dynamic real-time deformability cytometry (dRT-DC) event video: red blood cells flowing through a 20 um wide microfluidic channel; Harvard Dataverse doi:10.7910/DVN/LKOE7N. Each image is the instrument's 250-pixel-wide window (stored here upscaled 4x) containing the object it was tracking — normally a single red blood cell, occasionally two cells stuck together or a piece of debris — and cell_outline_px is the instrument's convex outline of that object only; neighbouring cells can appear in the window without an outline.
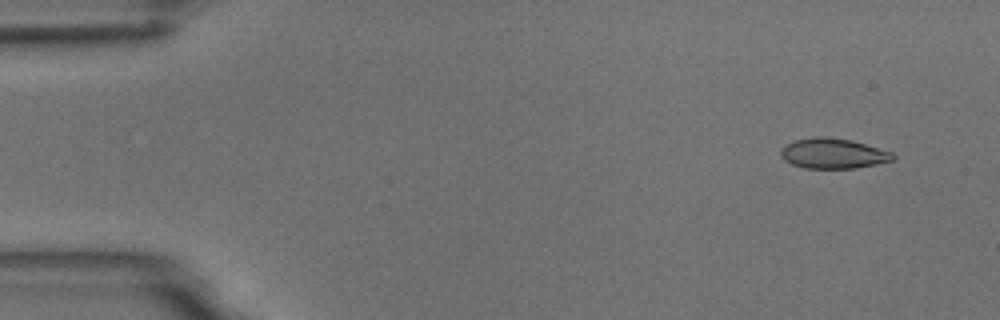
{"species": "common noctule bat (a hibernating species)", "species_latin": "Nyctalus noctula", "temperature_condition": "room temperature", "stored_images_in_passage": 6, "camera_frame_rate_fps": 3000, "um_per_image_px": 0.085, "animal": {"sex": "male", "body_mass_g": 18.8}, "frame": {"image": 1, "passage_image": 1, "time_ms": 0.0, "image_size_px": [1000, 320], "cell_outline_px": [[896, 156], [892, 160], [876, 164], [856, 168], [804, 168], [792, 164], [784, 160], [780, 156], [780, 152], [788, 144], [796, 140], [816, 136], [824, 136], [852, 140], [892, 152]], "centroid_in_image_um": [70.82, 13.04], "position_along_channel_um": 14.2, "area_um2": 19.59}}
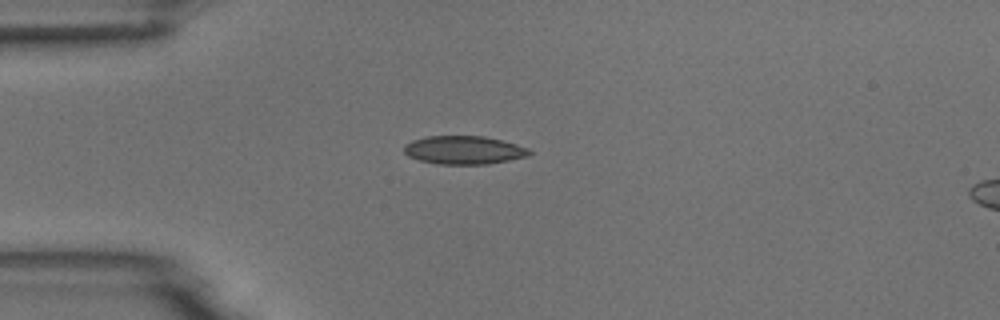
{"frame": {"image": 2, "passage_image": 4, "time_ms": 3.333, "image_size_px": [1000, 320], "cell_outline_px": [[532, 152], [528, 156], [488, 164], [436, 164], [420, 160], [408, 156], [404, 152], [404, 144], [412, 140], [428, 136], [484, 136], [516, 144], [528, 148]], "centroid_in_image_um": [39.41, 12.75], "position_along_channel_um": 45.6, "area_um2": 20.63}}
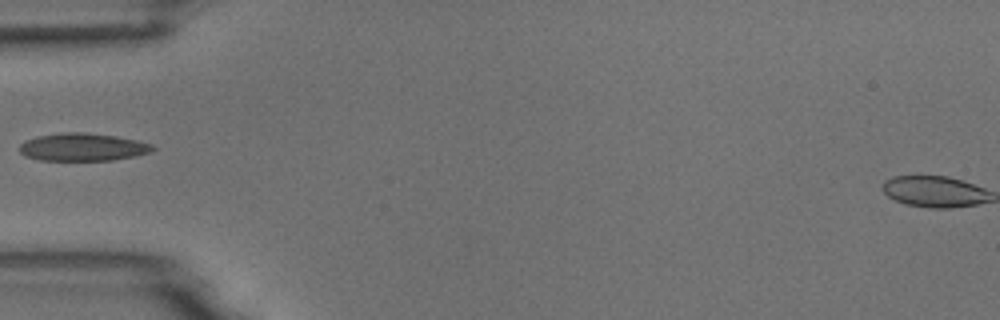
{"frame": {"image": 3, "passage_image": 5, "time_ms": 4.667, "image_size_px": [1000, 320], "cell_outline_px": [[156, 148], [148, 152], [136, 156], [112, 160], [40, 160], [24, 156], [20, 152], [20, 144], [24, 140], [36, 136], [60, 132], [84, 132], [116, 136], [136, 140], [152, 144]], "centroid_in_image_um": [6.99, 12.49], "position_along_channel_um": 78.0, "area_um2": 21.62}}